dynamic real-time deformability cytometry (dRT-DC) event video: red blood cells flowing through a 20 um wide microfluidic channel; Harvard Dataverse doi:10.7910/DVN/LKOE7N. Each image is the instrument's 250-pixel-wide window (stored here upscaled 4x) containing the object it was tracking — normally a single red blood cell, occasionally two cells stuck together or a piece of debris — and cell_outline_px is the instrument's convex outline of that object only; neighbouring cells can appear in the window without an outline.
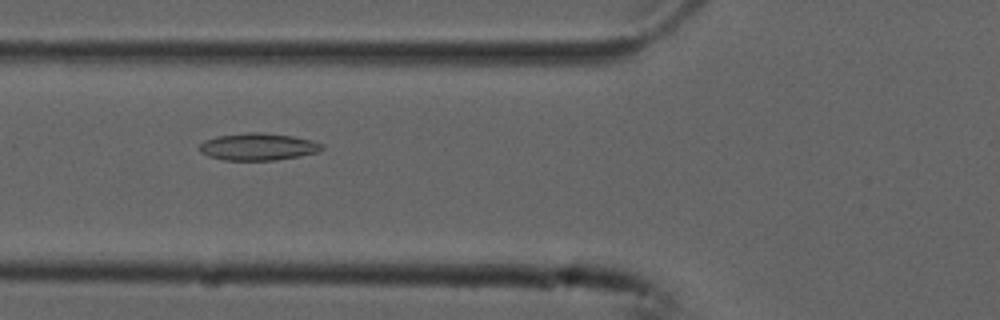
{"species": "common noctule bat (a hibernating species)", "species_latin": "Nyctalus noctula", "temperature_condition": "cold", "stored_images_in_passage": 50, "camera_frame_rate_fps": 3000, "um_per_image_px": 0.085, "animal": {"sex": "male", "forearm_length_mm": 52.5}, "frame": {"image": 1, "passage_image": 16, "time_ms": 5.0, "image_size_px": [1000, 320], "cell_outline_px": [[324, 148], [320, 152], [300, 156], [276, 160], [224, 160], [208, 156], [200, 152], [200, 144], [204, 140], [216, 136], [248, 132], [260, 132], [292, 136], [312, 140], [324, 144]], "centroid_in_image_um": [21.96, 12.47], "position_along_channel_um": 103.8, "area_um2": 19.54}}
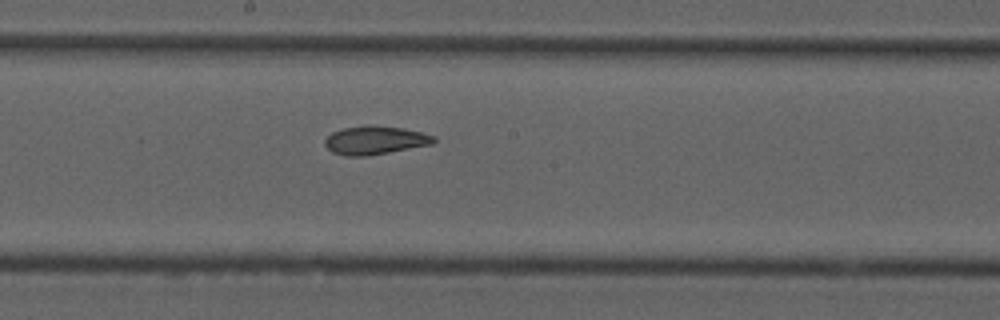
{"frame": {"image": 2, "passage_image": 25, "time_ms": 8.0, "image_size_px": [1000, 320], "cell_outline_px": [[436, 140], [432, 144], [368, 156], [344, 156], [332, 152], [324, 144], [324, 140], [332, 132], [344, 128], [368, 124], [404, 128], [436, 136]], "centroid_in_image_um": [31.87, 11.91], "position_along_channel_um": 216.3, "area_um2": 18.15}}
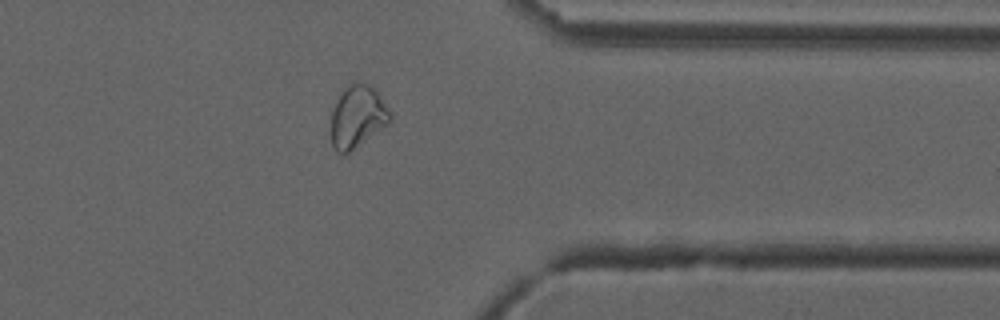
{"frame": {"image": 3, "passage_image": 39, "time_ms": 12.667, "image_size_px": [1000, 320], "cell_outline_px": [[392, 120], [388, 124], [348, 152], [336, 152], [332, 144], [332, 108], [340, 96], [352, 84], [372, 84], [376, 88], [392, 112]], "centroid_in_image_um": [30.44, 9.9], "position_along_channel_um": 381.0, "area_um2": 20.98}, "authors_computed_cell_mechanics": {"area_um2": 20.6635, "velocity_mm_per_s": 3.74, "shape_relaxation_time_tau1_ms": 6.4806, "shape_relaxation_time_tau2_ms": 2.6848, "deformation_change_tau1": 0.1622, "deformation_change_tau2": 0.0912}}